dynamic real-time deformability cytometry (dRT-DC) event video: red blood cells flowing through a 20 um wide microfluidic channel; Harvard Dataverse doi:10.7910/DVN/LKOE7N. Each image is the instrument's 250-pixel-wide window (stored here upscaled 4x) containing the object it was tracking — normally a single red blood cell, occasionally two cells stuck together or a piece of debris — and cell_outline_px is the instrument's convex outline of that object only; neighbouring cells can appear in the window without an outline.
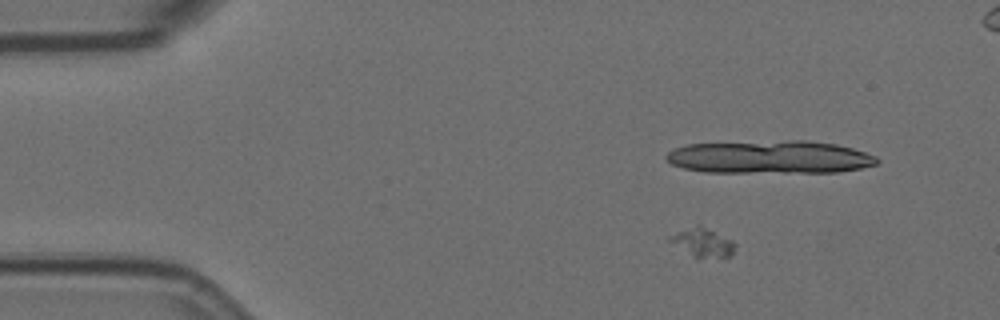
{"species": "Egyptian fruit bat (a non-hibernating species)", "species_latin": "Rousettus aegyptiacus", "temperature_condition": "room temperature", "stored_images_in_passage": 5, "camera_frame_rate_fps": 3000, "um_per_image_px": 0.085, "animal": {"sex": "female"}, "frame": {"image": 1, "passage_image": 2, "time_ms": 0.333, "image_size_px": [1000, 320], "cell_outline_px": [[736, 244], [732, 256], [692, 256], [668, 240], [668, 236], [696, 224], [700, 224], [732, 240]], "centroid_in_image_um": [59.73, 20.57], "position_along_channel_um": 25.3, "area_um2": 10.58}}